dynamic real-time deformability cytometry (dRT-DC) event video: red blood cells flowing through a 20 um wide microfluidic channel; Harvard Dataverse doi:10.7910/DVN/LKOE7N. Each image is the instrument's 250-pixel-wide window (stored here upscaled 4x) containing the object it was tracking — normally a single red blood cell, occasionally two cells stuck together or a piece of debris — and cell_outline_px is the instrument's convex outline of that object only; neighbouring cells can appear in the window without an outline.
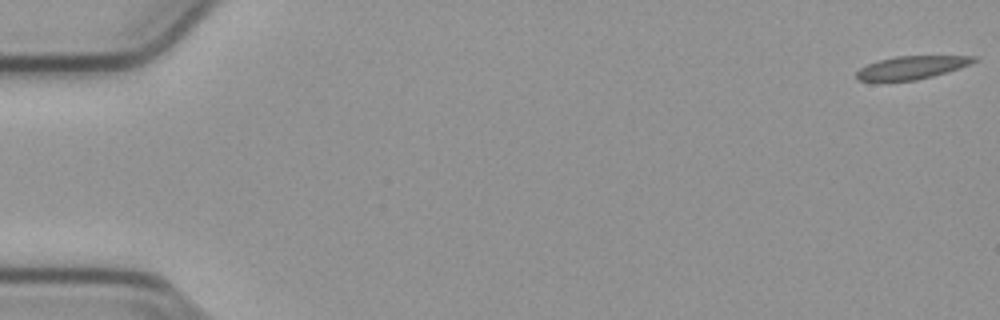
{"species": "common noctule bat (a hibernating species)", "species_latin": "Nyctalus noctula", "temperature_condition": "cold", "stored_images_in_passage": 50, "camera_frame_rate_fps": 3000, "um_per_image_px": 0.085, "animal": {"sex": "male", "body_mass_g": 23.1, "forearm_length_mm": 52.7}, "frame": {"image": 1, "passage_image": 1, "time_ms": 0.0, "image_size_px": [1000, 320], "cell_outline_px": [[976, 60], [960, 68], [932, 76], [916, 80], [856, 80], [856, 72], [860, 68], [868, 64], [880, 60], [896, 56], [976, 56]], "centroid_in_image_um": [77.48, 5.73], "position_along_channel_um": 7.5, "area_um2": 15.37}}
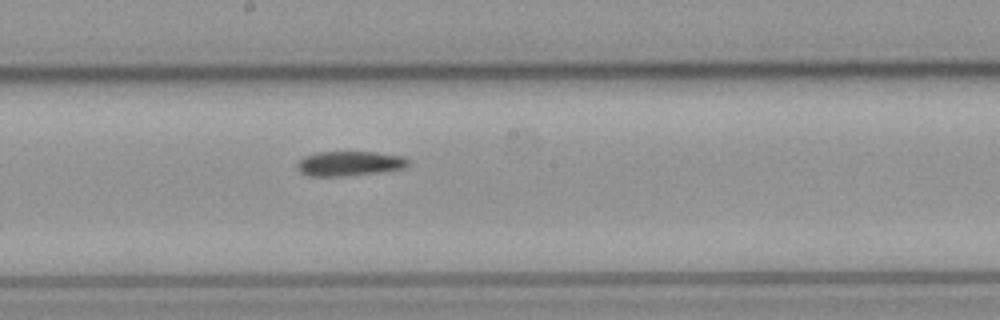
{"frame": {"image": 2, "passage_image": 30, "time_ms": 9.667, "image_size_px": [1000, 320], "cell_outline_px": [[408, 164], [404, 168], [376, 172], [340, 176], [308, 176], [300, 172], [296, 164], [304, 156], [316, 152], [376, 152], [404, 156], [408, 160]], "centroid_in_image_um": [29.67, 13.89], "position_along_channel_um": 218.5, "area_um2": 15.84}}
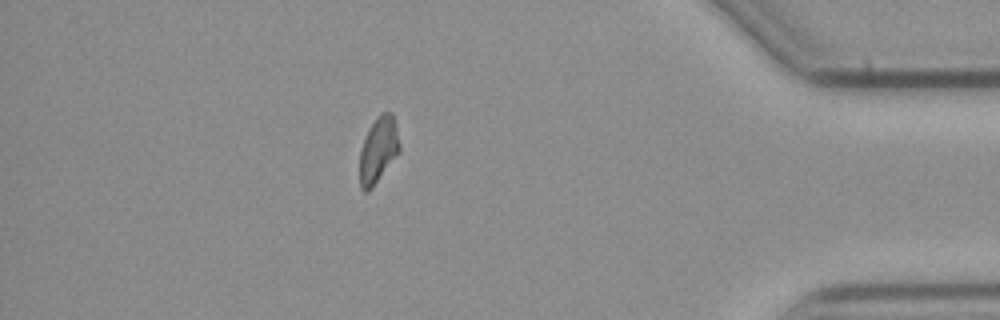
{"frame": {"image": 3, "passage_image": 48, "time_ms": 15.667, "image_size_px": [1000, 320], "cell_outline_px": [[400, 152], [372, 188], [368, 192], [364, 192], [360, 188], [360, 148], [376, 116], [380, 112], [392, 112], [396, 124], [400, 144]], "centroid_in_image_um": [32.17, 12.74], "position_along_channel_um": 403.0, "area_um2": 15.37}}